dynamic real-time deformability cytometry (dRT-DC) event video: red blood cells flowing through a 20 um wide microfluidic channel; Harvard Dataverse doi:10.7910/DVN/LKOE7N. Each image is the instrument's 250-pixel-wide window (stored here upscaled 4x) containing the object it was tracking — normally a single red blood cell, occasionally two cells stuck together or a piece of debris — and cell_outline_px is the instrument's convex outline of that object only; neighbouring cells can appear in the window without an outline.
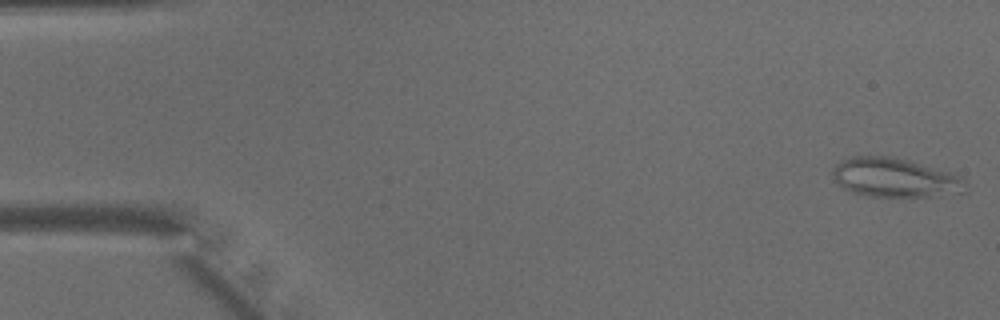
{"species": "common noctule bat (a hibernating species)", "species_latin": "Nyctalus noctula", "temperature_condition": "warm", "stored_images_in_passage": 46, "camera_frame_rate_fps": 3000, "um_per_image_px": 0.085, "animal": {"sex": "male", "body_mass_g": 15.6}, "frame": {"image": 1, "passage_image": 1, "time_ms": 0.0, "image_size_px": [1000, 320], "cell_outline_px": [[968, 192], [932, 196], [868, 196], [852, 192], [844, 188], [832, 176], [832, 168], [840, 160], [852, 156], [892, 156], [908, 160], [948, 172], [960, 176], [968, 184]], "centroid_in_image_um": [76.07, 15.1], "position_along_channel_um": 8.9, "area_um2": 30.29}}
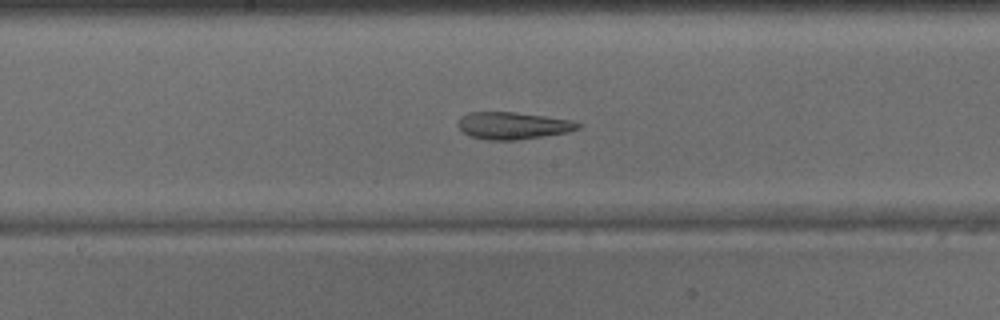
{"frame": {"image": 2, "passage_image": 24, "time_ms": 7.667, "image_size_px": [1000, 320], "cell_outline_px": [[580, 128], [568, 132], [516, 140], [484, 140], [472, 136], [464, 132], [456, 124], [460, 116], [468, 112], [516, 112], [572, 120], [580, 124]], "centroid_in_image_um": [43.57, 10.67], "position_along_channel_um": 204.6, "area_um2": 18.96}}
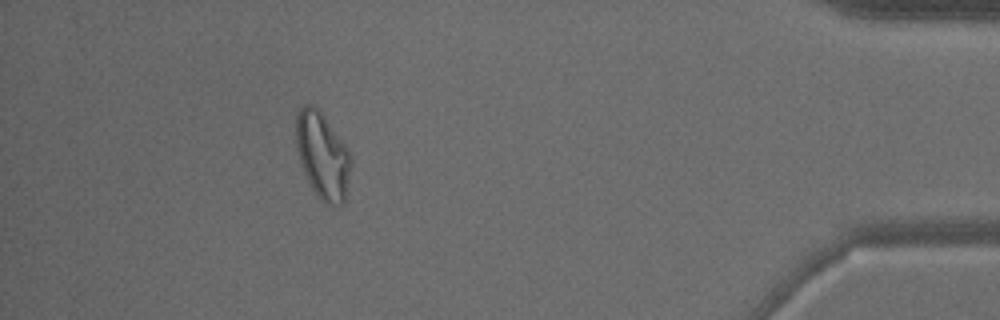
{"frame": {"image": 3, "passage_image": 42, "time_ms": 13.667, "image_size_px": [1000, 320], "cell_outline_px": [[352, 164], [344, 204], [332, 208], [324, 204], [316, 196], [304, 172], [296, 148], [296, 116], [300, 108], [304, 104], [308, 104], [316, 108], [324, 116], [348, 148], [352, 156]], "centroid_in_image_um": [27.44, 13.3], "position_along_channel_um": 407.8, "area_um2": 27.98}}